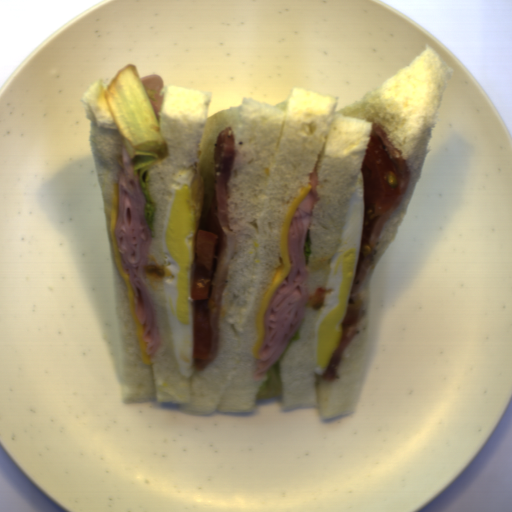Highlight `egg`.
<instances>
[{
  "label": "egg",
  "mask_w": 512,
  "mask_h": 512,
  "mask_svg": "<svg viewBox=\"0 0 512 512\" xmlns=\"http://www.w3.org/2000/svg\"><path fill=\"white\" fill-rule=\"evenodd\" d=\"M365 213L364 174L356 175L337 248L330 260L323 304L314 332V371L324 374L343 336V324L360 259Z\"/></svg>",
  "instance_id": "obj_2"
},
{
  "label": "egg",
  "mask_w": 512,
  "mask_h": 512,
  "mask_svg": "<svg viewBox=\"0 0 512 512\" xmlns=\"http://www.w3.org/2000/svg\"><path fill=\"white\" fill-rule=\"evenodd\" d=\"M203 191V178L196 170L176 171L161 238L163 296L177 365L185 379L195 374L191 281Z\"/></svg>",
  "instance_id": "obj_1"
}]
</instances>
